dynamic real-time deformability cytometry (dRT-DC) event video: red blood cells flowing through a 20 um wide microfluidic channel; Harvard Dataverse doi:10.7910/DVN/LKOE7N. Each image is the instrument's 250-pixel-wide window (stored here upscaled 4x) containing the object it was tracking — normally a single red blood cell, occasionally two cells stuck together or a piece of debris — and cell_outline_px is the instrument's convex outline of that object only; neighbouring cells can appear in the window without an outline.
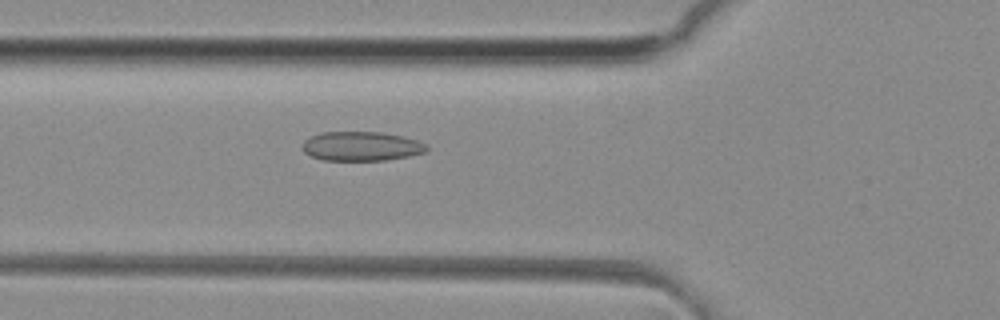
{"species": "common noctule bat (a hibernating species)", "species_latin": "Nyctalus noctula", "temperature_condition": "room temperature", "stored_images_in_passage": 36, "camera_frame_rate_fps": 3000, "um_per_image_px": 0.085, "animal": {"sex": "female", "body_mass_g": 29.2, "forearm_length_mm": 56.3}, "frame": {"image": 1, "passage_image": 4, "time_ms": 1.0, "image_size_px": [1000, 320], "cell_outline_px": [[428, 152], [408, 156], [384, 160], [324, 160], [312, 156], [304, 152], [304, 140], [320, 132], [380, 132], [404, 136], [428, 144]], "centroid_in_image_um": [30.77, 12.42], "position_along_channel_um": 95.0, "area_um2": 21.15}}
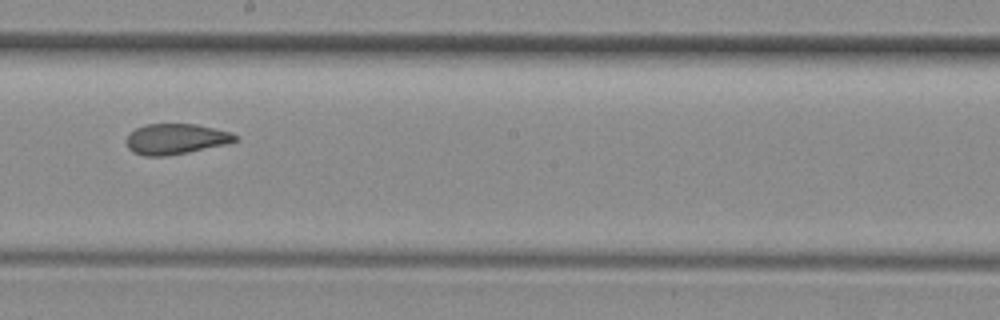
{"frame": {"image": 2, "passage_image": 14, "time_ms": 4.333, "image_size_px": [1000, 320], "cell_outline_px": [[240, 140], [224, 144], [188, 152], [164, 156], [144, 156], [132, 152], [128, 148], [124, 140], [136, 128], [144, 124], [196, 124], [232, 132], [240, 136]], "centroid_in_image_um": [14.95, 11.81], "position_along_channel_um": 233.3, "area_um2": 19.48}}
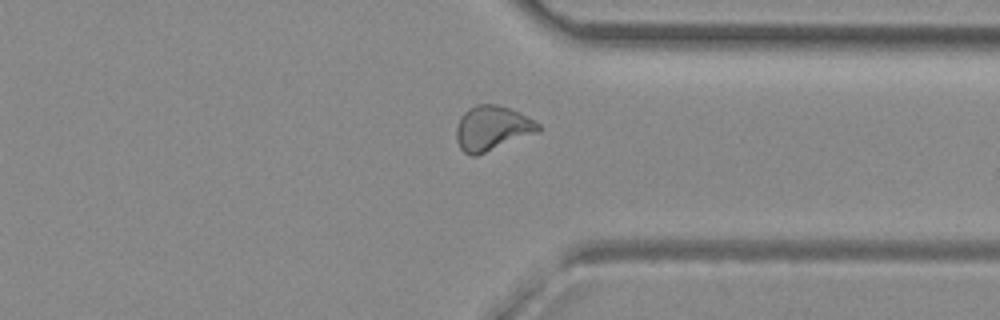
{"frame": {"image": 3, "passage_image": 24, "time_ms": 7.667, "image_size_px": [1000, 320], "cell_outline_px": [[540, 132], [476, 156], [472, 156], [464, 152], [460, 148], [456, 140], [456, 128], [460, 116], [468, 108], [476, 104], [496, 104], [508, 108], [540, 124]], "centroid_in_image_um": [41.8, 10.91], "position_along_channel_um": 369.6, "area_um2": 21.33}, "authors_computed_cell_mechanics": {"area_um2": 20.5479, "velocity_mm_per_s": 4.1406, "shape_relaxation_time_tau1_ms": null, "shape_relaxation_time_tau2_ms": 1.9816, "deformation_change_tau1": null, "deformation_change_tau2": 0.079}}